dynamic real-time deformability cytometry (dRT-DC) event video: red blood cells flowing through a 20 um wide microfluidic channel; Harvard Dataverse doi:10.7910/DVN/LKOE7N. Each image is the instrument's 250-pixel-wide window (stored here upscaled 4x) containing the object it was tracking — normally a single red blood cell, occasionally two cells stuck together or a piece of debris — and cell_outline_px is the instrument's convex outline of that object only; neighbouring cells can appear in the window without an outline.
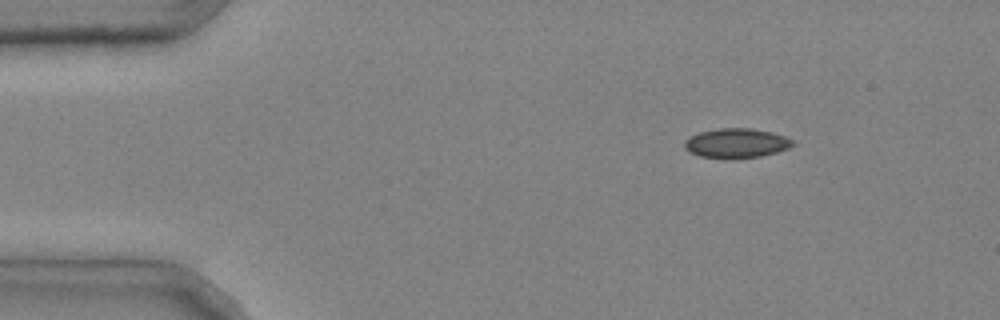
{"species": "common noctule bat (a hibernating species)", "species_latin": "Nyctalus noctula", "temperature_condition": "cold", "stored_images_in_passage": 3, "camera_frame_rate_fps": 3000, "um_per_image_px": 0.085, "animal": {"sex": "male", "body_mass_g": 20.4}, "frame": {"image": 1, "passage_image": 1, "time_ms": 0.0, "image_size_px": [1000, 320], "cell_outline_px": [[796, 144], [788, 148], [776, 152], [760, 156], [700, 156], [688, 152], [684, 148], [684, 140], [700, 132], [720, 128], [752, 128], [772, 132], [796, 140]], "centroid_in_image_um": [62.63, 12.13], "position_along_channel_um": 22.4, "area_um2": 18.09}}
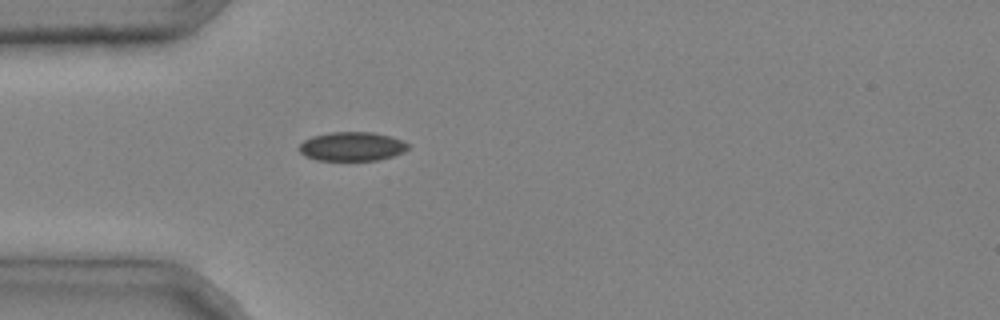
{"frame": {"image": 2, "passage_image": 3, "time_ms": 0.667, "image_size_px": [1000, 320], "cell_outline_px": [[408, 148], [404, 152], [392, 156], [376, 160], [316, 160], [304, 156], [300, 152], [300, 144], [304, 140], [312, 136], [328, 132], [372, 132], [392, 136], [408, 144]], "centroid_in_image_um": [29.9, 12.44], "position_along_channel_um": 55.1, "area_um2": 18.38}}